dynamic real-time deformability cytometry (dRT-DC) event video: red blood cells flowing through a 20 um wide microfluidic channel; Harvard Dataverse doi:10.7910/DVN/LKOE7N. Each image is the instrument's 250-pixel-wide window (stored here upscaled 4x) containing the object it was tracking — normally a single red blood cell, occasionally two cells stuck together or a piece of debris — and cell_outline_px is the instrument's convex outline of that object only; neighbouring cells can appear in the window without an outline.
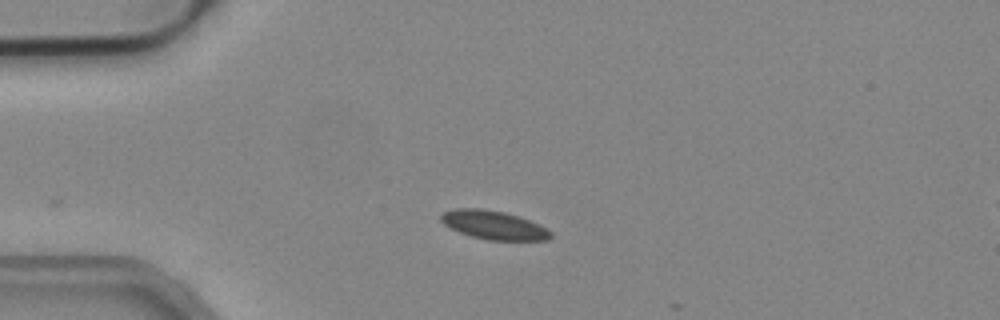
{"species": "common noctule bat (a hibernating species)", "species_latin": "Nyctalus noctula", "temperature_condition": "cold", "stored_images_in_passage": 2, "camera_frame_rate_fps": 3000, "um_per_image_px": 0.085, "animal": {"sex": "male", "body_mass_g": 19.2, "forearm_length_mm": 51.8}, "frame": {"image": 1, "passage_image": 1, "time_ms": 0.0, "image_size_px": [1000, 320], "cell_outline_px": [[552, 236], [548, 240], [488, 240], [472, 236], [460, 232], [444, 224], [440, 220], [440, 216], [444, 212], [456, 208], [480, 208], [504, 212], [528, 220], [552, 232]], "centroid_in_image_um": [41.94, 19.13], "position_along_channel_um": 43.1, "area_um2": 17.98}}